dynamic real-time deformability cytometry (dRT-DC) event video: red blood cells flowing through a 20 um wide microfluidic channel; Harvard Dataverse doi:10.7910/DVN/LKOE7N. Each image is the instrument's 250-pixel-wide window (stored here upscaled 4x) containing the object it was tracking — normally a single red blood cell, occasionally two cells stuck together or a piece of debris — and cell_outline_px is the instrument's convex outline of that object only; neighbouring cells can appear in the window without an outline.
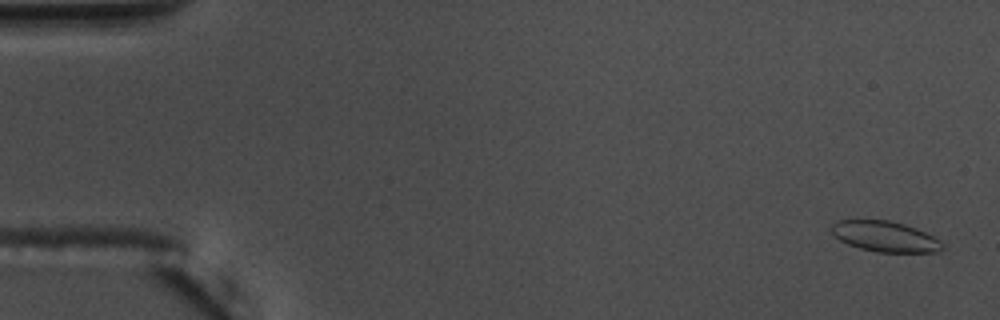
{"species": "common noctule bat (a hibernating species)", "species_latin": "Nyctalus noctula", "temperature_condition": "warm", "stored_images_in_passage": 56, "camera_frame_rate_fps": 3000, "um_per_image_px": 0.085, "animal": {"sex": "male", "body_mass_g": 17.5, "forearm_length_mm": 52.3}, "frame": {"image": 1, "passage_image": 2, "time_ms": 0.333, "image_size_px": [1000, 320], "cell_outline_px": [[944, 248], [936, 252], [876, 252], [860, 248], [848, 244], [840, 240], [828, 228], [836, 220], [888, 220], [904, 224], [916, 228], [940, 240], [944, 244]], "centroid_in_image_um": [75.21, 20.1], "position_along_channel_um": 9.8, "area_um2": 19.77}}
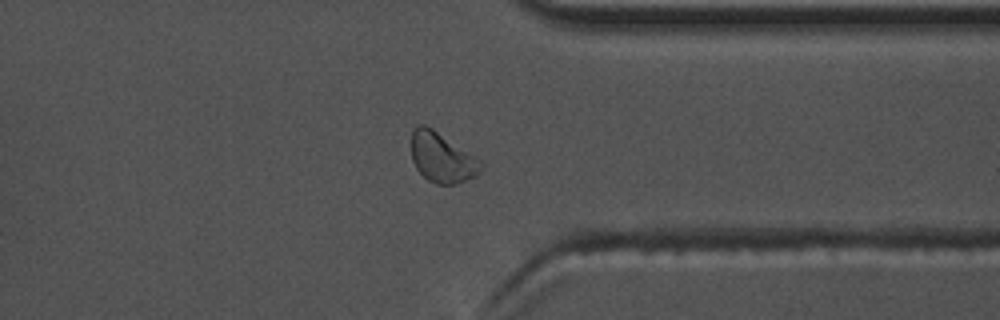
{"frame": {"image": 2, "passage_image": 44, "time_ms": 14.333, "image_size_px": [1000, 320], "cell_outline_px": [[484, 164], [480, 172], [476, 176], [456, 184], [436, 184], [428, 180], [416, 168], [412, 160], [412, 132], [416, 124], [424, 124], [432, 128], [480, 160]], "centroid_in_image_um": [37.56, 13.4], "position_along_channel_um": 373.8, "area_um2": 20.06}}
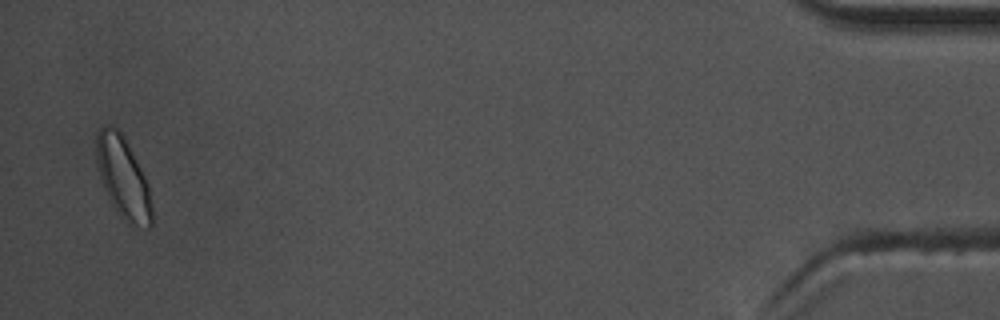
{"frame": {"image": 3, "passage_image": 55, "time_ms": 18.0, "image_size_px": [1000, 320], "cell_outline_px": [[152, 224], [148, 228], [144, 228], [128, 224], [116, 212], [104, 188], [100, 176], [96, 160], [96, 132], [100, 128], [108, 124], [116, 128], [124, 136], [144, 176], [148, 188], [152, 204]], "centroid_in_image_um": [10.45, 15.12], "position_along_channel_um": 424.7, "area_um2": 26.18}, "authors_computed_cell_mechanics": {"area_um2": 19.6231, "velocity_mm_per_s": 3.6441, "shape_relaxation_time_tau1_ms": 3.3103, "shape_relaxation_time_tau2_ms": 1.1222, "deformation_change_tau1": 0.068, "deformation_change_tau2": 0.0539}}